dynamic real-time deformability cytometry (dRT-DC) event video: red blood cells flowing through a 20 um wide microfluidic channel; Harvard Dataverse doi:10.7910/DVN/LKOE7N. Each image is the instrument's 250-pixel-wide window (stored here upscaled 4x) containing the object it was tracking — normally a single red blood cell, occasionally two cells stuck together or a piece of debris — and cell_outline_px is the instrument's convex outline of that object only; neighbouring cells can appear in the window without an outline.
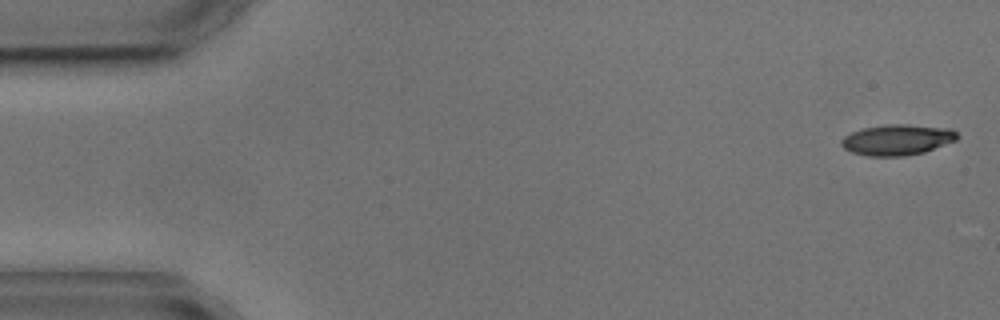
{"species": "common noctule bat (a hibernating species)", "species_latin": "Nyctalus noctula", "temperature_condition": "cold", "stored_images_in_passage": 4, "camera_frame_rate_fps": 3000, "um_per_image_px": 0.085, "animal": {"sex": "male", "body_mass_g": 17.9, "forearm_length_mm": 54.2}, "frame": {"image": 1, "passage_image": 1, "time_ms": 0.0, "image_size_px": [1000, 320], "cell_outline_px": [[960, 136], [956, 140], [924, 152], [904, 156], [868, 156], [852, 152], [844, 148], [840, 144], [840, 140], [844, 136], [852, 132], [864, 128], [888, 124], [908, 124], [952, 128]], "centroid_in_image_um": [76.28, 11.87], "position_along_channel_um": 8.7, "area_um2": 20.81}}